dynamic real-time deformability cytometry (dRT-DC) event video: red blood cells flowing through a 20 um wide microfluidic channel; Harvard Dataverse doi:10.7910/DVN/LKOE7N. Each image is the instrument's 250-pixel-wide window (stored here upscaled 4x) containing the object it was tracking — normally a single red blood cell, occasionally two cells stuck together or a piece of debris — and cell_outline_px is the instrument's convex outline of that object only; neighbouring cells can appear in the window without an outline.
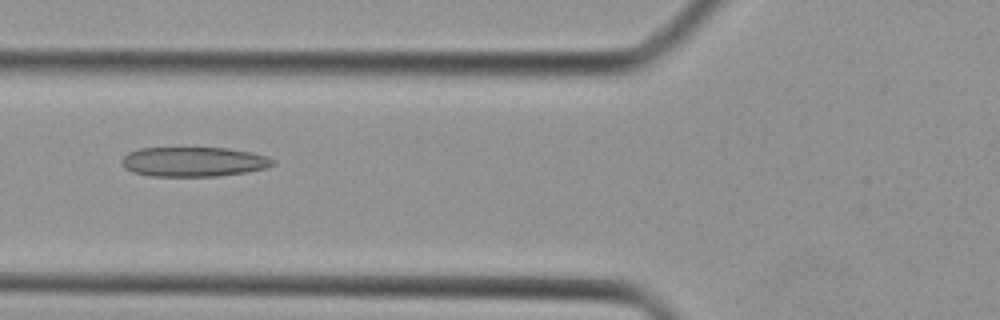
{"species": "Egyptian fruit bat (a non-hibernating species)", "species_latin": "Rousettus aegyptiacus", "temperature_condition": "cold", "stored_images_in_passage": 40, "camera_frame_rate_fps": 3000, "um_per_image_px": 0.085, "animal": {"sex": "female"}, "frame": {"image": 1, "passage_image": 15, "time_ms": 4.667, "image_size_px": [1000, 320], "cell_outline_px": [[276, 164], [264, 168], [244, 172], [220, 176], [148, 176], [132, 172], [124, 168], [120, 160], [128, 152], [140, 148], [228, 148], [252, 152], [268, 156], [276, 160]], "centroid_in_image_um": [16.45, 13.75], "position_along_channel_um": 109.3, "area_um2": 26.3}}
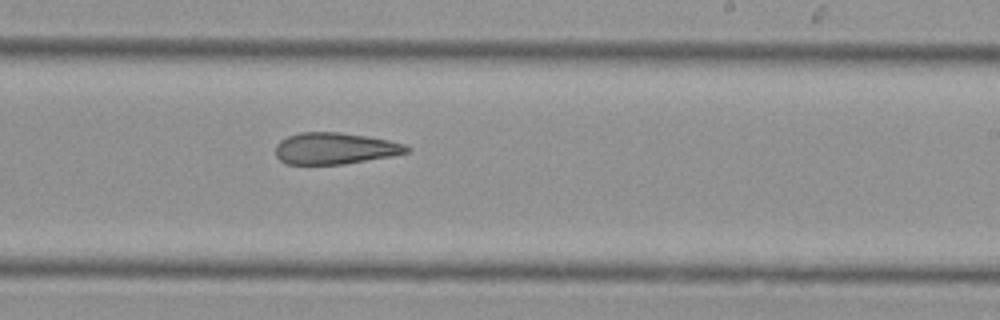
{"frame": {"image": 2, "passage_image": 24, "time_ms": 7.667, "image_size_px": [1000, 320], "cell_outline_px": [[412, 148], [408, 152], [392, 156], [344, 164], [288, 164], [280, 160], [276, 156], [276, 144], [280, 140], [288, 136], [300, 132], [340, 132], [388, 140], [404, 144]], "centroid_in_image_um": [28.46, 12.61], "position_along_channel_um": 260.5, "area_um2": 24.04}}
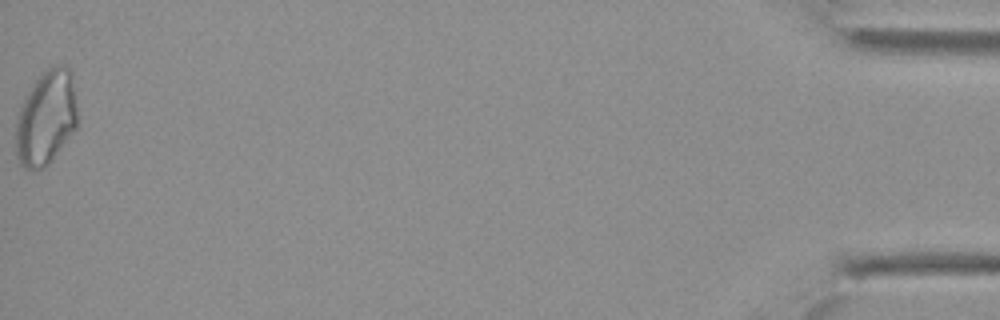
{"frame": {"image": 3, "passage_image": 40, "time_ms": 13.0, "image_size_px": [1000, 320], "cell_outline_px": [[76, 128], [48, 164], [44, 168], [24, 168], [20, 164], [16, 156], [16, 124], [20, 108], [32, 84], [48, 68], [56, 64], [64, 64], [72, 72], [76, 108]], "centroid_in_image_um": [3.92, 10.0], "position_along_channel_um": 431.3, "area_um2": 33.52}}